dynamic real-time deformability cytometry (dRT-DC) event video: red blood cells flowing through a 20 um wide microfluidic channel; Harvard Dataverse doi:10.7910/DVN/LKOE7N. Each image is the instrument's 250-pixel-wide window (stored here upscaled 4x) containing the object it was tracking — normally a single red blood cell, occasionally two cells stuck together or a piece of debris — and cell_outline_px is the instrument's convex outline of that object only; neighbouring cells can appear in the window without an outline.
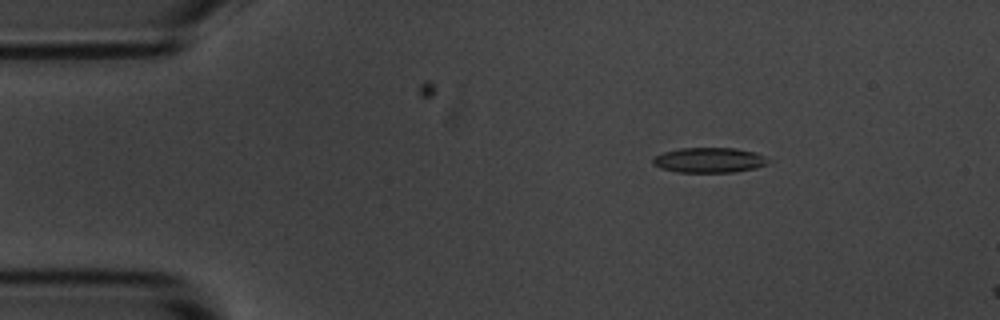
{"species": "common noctule bat (a hibernating species)", "species_latin": "Nyctalus noctula", "temperature_condition": "room temperature", "stored_images_in_passage": 5, "camera_frame_rate_fps": 3000, "um_per_image_px": 0.085, "animal": {"sex": "male", "body_mass_g": 20.1, "forearm_length_mm": 53.5}, "frame": {"image": 1, "passage_image": 3, "time_ms": 2.667, "image_size_px": [1000, 320], "cell_outline_px": [[776, 160], [768, 164], [756, 168], [736, 172], [676, 172], [660, 168], [652, 164], [652, 160], [656, 156], [664, 152], [680, 148], [736, 148], [756, 152]], "centroid_in_image_um": [60.38, 13.61], "position_along_channel_um": 24.6, "area_um2": 17.22}}